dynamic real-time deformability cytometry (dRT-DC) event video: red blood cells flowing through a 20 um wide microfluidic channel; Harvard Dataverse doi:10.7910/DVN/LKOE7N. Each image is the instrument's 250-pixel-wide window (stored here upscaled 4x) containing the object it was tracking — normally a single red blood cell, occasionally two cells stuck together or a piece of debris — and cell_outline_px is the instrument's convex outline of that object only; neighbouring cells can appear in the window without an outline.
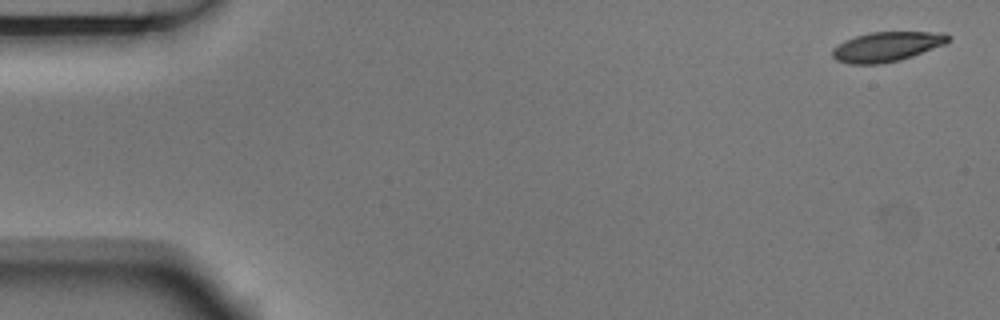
{"species": "Egyptian fruit bat (a non-hibernating species)", "species_latin": "Rousettus aegyptiacus", "temperature_condition": "room temperature", "stored_images_in_passage": 6, "camera_frame_rate_fps": 3000, "um_per_image_px": 0.085, "animal": {"sex": "male"}, "frame": {"image": 1, "passage_image": 1, "time_ms": 0.0, "image_size_px": [1000, 320], "cell_outline_px": [[952, 40], [944, 44], [912, 56], [900, 60], [880, 64], [848, 64], [836, 60], [832, 56], [832, 48], [844, 40], [868, 32], [944, 32], [952, 36]], "centroid_in_image_um": [75.37, 3.96], "position_along_channel_um": 9.6, "area_um2": 20.23}}
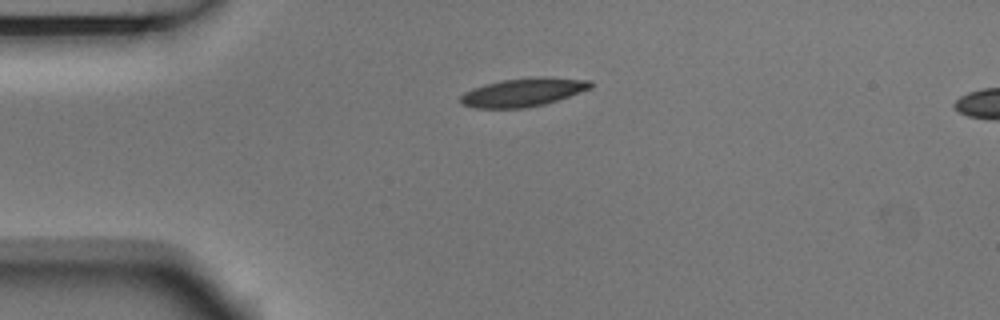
{"frame": {"image": 2, "passage_image": 4, "time_ms": 1.0, "image_size_px": [1000, 320], "cell_outline_px": [[592, 88], [544, 104], [524, 108], [472, 108], [460, 104], [460, 96], [464, 92], [472, 88], [484, 84], [500, 80], [540, 76], [544, 76], [592, 80]], "centroid_in_image_um": [44.44, 7.83], "position_along_channel_um": 40.6, "area_um2": 21.73}}